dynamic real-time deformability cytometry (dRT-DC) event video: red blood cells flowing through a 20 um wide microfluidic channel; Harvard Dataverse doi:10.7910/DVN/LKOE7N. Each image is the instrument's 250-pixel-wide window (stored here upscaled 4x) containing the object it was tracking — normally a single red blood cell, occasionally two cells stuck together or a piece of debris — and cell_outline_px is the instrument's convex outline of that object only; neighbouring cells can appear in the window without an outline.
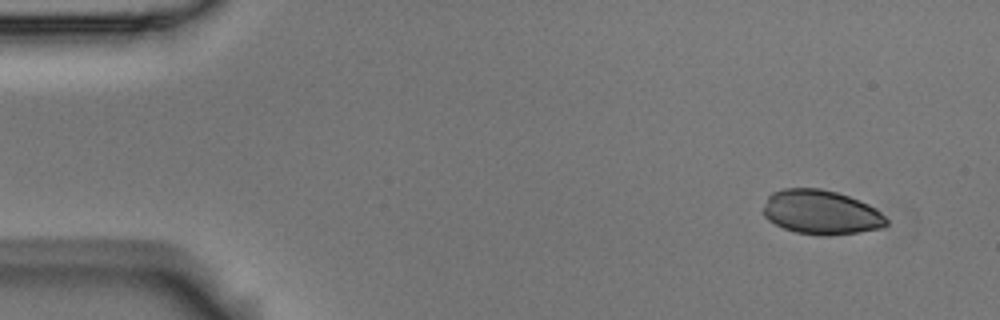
{"species": "Egyptian fruit bat (a non-hibernating species)", "species_latin": "Rousettus aegyptiacus", "temperature_condition": "room temperature", "stored_images_in_passage": 4, "camera_frame_rate_fps": 3000, "um_per_image_px": 0.085, "animal": {"sex": "male"}, "frame": {"image": 1, "passage_image": 1, "time_ms": 0.0, "image_size_px": [1000, 320], "cell_outline_px": [[888, 224], [884, 228], [860, 232], [828, 236], [820, 236], [796, 232], [784, 228], [768, 220], [764, 216], [764, 208], [768, 196], [772, 192], [784, 188], [820, 188], [836, 192], [860, 200], [876, 208], [888, 220]], "centroid_in_image_um": [69.82, 18.05], "position_along_channel_um": 15.2, "area_um2": 31.96}}
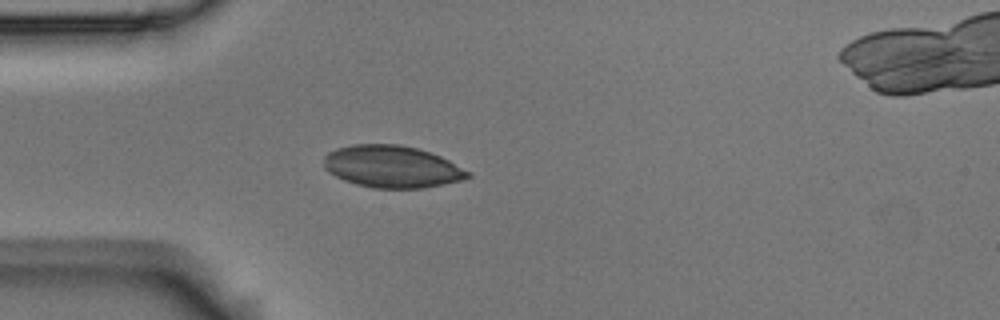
{"frame": {"image": 2, "passage_image": 4, "time_ms": 1.0, "image_size_px": [1000, 320], "cell_outline_px": [[472, 176], [460, 180], [424, 188], [372, 188], [356, 184], [344, 180], [328, 172], [324, 168], [324, 156], [328, 152], [336, 148], [352, 144], [400, 144], [416, 148], [440, 156], [472, 172]], "centroid_in_image_um": [33.3, 14.16], "position_along_channel_um": 51.7, "area_um2": 35.37}}